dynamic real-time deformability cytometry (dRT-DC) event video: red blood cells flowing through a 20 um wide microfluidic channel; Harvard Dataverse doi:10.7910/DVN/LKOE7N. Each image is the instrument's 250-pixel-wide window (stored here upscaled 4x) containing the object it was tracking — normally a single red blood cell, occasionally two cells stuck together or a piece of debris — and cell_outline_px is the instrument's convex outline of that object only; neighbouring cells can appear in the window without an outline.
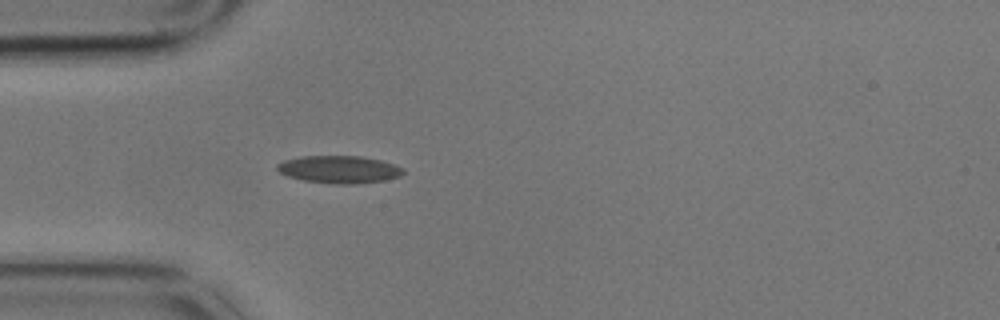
{"species": "common noctule bat (a hibernating species)", "species_latin": "Nyctalus noctula", "temperature_condition": "cold", "stored_images_in_passage": 2, "camera_frame_rate_fps": 3000, "um_per_image_px": 0.085, "animal": {"sex": "male", "body_mass_g": 17.9}, "frame": {"image": 1, "passage_image": 2, "time_ms": 0.333, "image_size_px": [1000, 320], "cell_outline_px": [[404, 172], [400, 176], [384, 180], [352, 184], [336, 184], [304, 180], [288, 176], [280, 172], [276, 168], [276, 164], [284, 160], [300, 156], [360, 156], [380, 160], [404, 168]], "centroid_in_image_um": [28.81, 14.39], "position_along_channel_um": 56.2, "area_um2": 20.06}}